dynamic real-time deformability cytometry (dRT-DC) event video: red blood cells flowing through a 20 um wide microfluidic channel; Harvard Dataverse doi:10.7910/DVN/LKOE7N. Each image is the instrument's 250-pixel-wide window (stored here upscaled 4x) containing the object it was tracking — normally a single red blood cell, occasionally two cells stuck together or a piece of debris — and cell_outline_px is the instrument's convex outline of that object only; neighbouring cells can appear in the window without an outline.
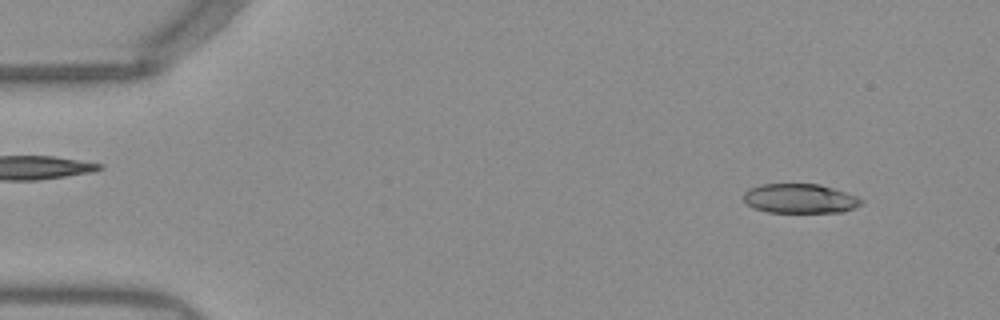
{"species": "Egyptian fruit bat (a non-hibernating species)", "species_latin": "Rousettus aegyptiacus", "temperature_condition": "warm", "stored_images_in_passage": 50, "camera_frame_rate_fps": 3000, "um_per_image_px": 0.085, "frame": {"image": 1, "passage_image": 4, "time_ms": 1.0, "image_size_px": [1000, 320], "cell_outline_px": [[864, 200], [856, 208], [844, 212], [768, 212], [752, 208], [744, 200], [744, 192], [748, 188], [760, 184], [820, 184], [856, 196]], "centroid_in_image_um": [67.98, 16.88], "position_along_channel_um": 17.0, "area_um2": 20.23}}
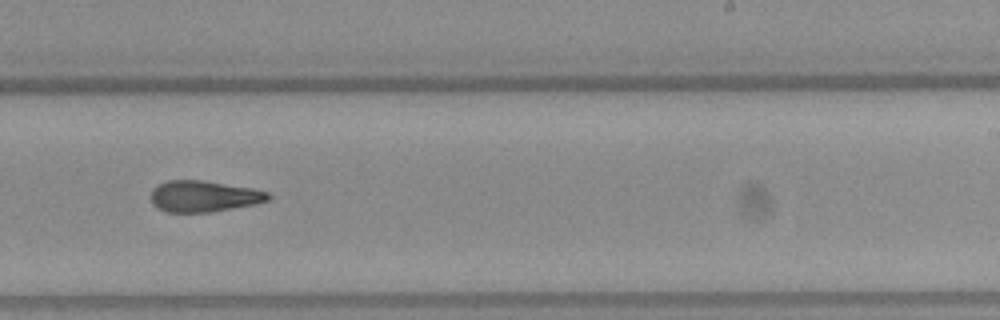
{"frame": {"image": 2, "passage_image": 31, "time_ms": 10.0, "image_size_px": [1000, 320], "cell_outline_px": [[272, 196], [268, 200], [256, 204], [208, 212], [168, 212], [152, 204], [152, 188], [168, 180], [204, 180], [252, 188], [268, 192]], "centroid_in_image_um": [17.35, 16.67], "position_along_channel_um": 271.7, "area_um2": 21.21}}
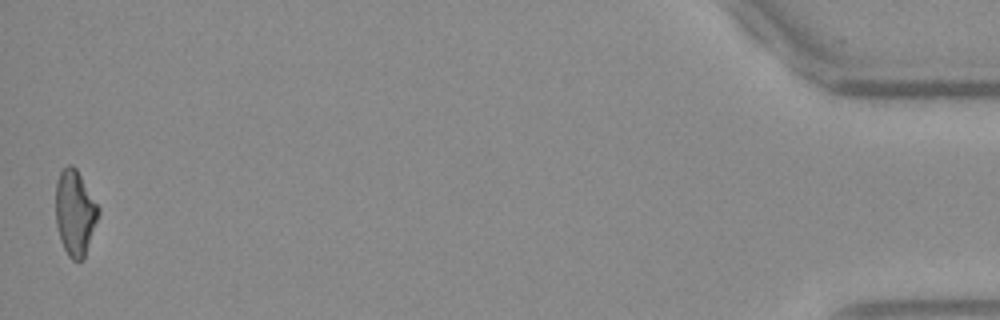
{"frame": {"image": 3, "passage_image": 50, "time_ms": 16.333, "image_size_px": [1000, 320], "cell_outline_px": [[100, 212], [84, 260], [72, 260], [68, 256], [60, 240], [56, 224], [56, 180], [60, 172], [68, 164], [72, 164], [76, 168], [100, 208]], "centroid_in_image_um": [6.38, 18.09], "position_along_channel_um": 428.8, "area_um2": 21.39}, "authors_computed_cell_mechanics": {"area_um2": 21.5016, "velocity_mm_per_s": 3.9663, "shape_relaxation_time_tau1_ms": null, "shape_relaxation_time_tau2_ms": 3.735, "deformation_change_tau1": null, "deformation_change_tau2": 0.1431}}